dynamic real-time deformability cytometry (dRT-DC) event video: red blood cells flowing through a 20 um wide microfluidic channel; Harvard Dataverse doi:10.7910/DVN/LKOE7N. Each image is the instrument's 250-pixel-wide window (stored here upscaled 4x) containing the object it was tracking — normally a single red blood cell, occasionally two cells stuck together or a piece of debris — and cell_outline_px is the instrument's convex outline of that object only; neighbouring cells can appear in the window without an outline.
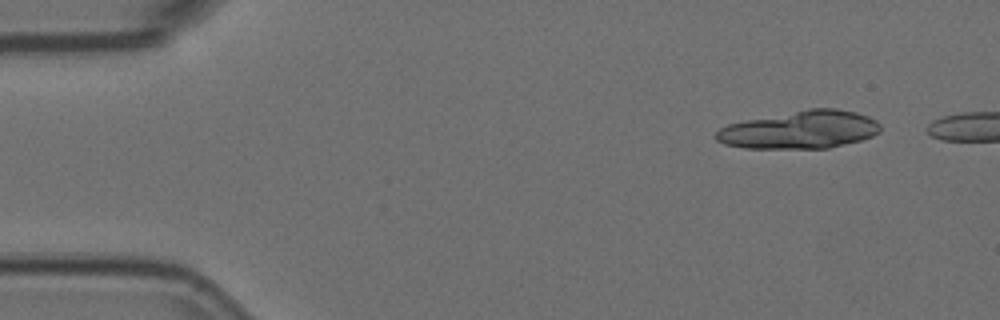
{"species": "Egyptian fruit bat (a non-hibernating species)", "species_latin": "Rousettus aegyptiacus", "temperature_condition": "room temperature", "stored_images_in_passage": 38, "camera_frame_rate_fps": 3000, "um_per_image_px": 0.085, "animal": {"sex": "female"}, "frame": {"image": 1, "passage_image": 1, "time_ms": 0.0, "image_size_px": [1000, 320], "cell_outline_px": [[880, 132], [872, 136], [860, 140], [828, 148], [744, 148], [724, 144], [716, 140], [712, 136], [720, 128], [728, 124], [748, 120], [812, 108], [836, 108], [856, 112], [868, 116], [876, 120], [880, 124]], "centroid_in_image_um": [68.0, 11.04], "position_along_channel_um": 17.0, "area_um2": 36.01}}